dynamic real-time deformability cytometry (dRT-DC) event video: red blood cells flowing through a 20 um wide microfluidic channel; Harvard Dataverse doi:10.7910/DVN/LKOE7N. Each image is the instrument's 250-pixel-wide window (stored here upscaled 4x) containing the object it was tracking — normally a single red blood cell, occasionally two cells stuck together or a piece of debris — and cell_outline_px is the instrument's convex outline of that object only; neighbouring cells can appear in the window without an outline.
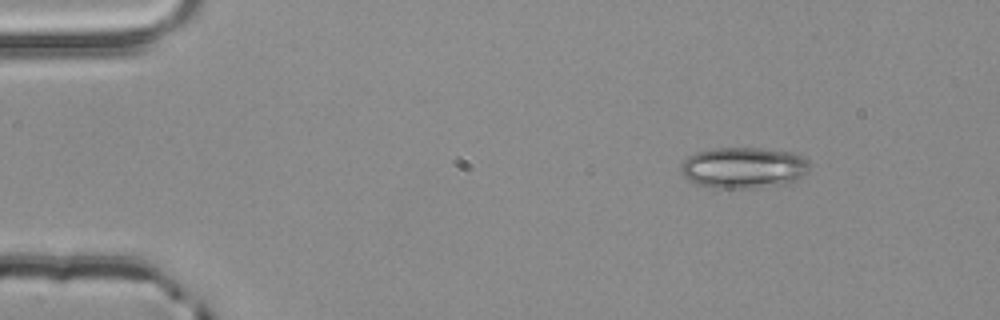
{"species": "common noctule bat (a hibernating species)", "species_latin": "Nyctalus noctula", "temperature_condition": "room temperature", "stored_images_in_passage": 3, "camera_frame_rate_fps": 3000, "um_per_image_px": 0.085, "animal": {"sex": "male", "body_mass_g": 20.4}, "frame": {"image": 1, "passage_image": 1, "time_ms": 0.0, "image_size_px": [1000, 320], "cell_outline_px": [[808, 172], [792, 184], [756, 188], [712, 188], [696, 184], [688, 180], [680, 172], [680, 164], [688, 156], [696, 152], [712, 148], [760, 148], [792, 152], [808, 160]], "centroid_in_image_um": [63.2, 14.27], "position_along_channel_um": 21.8, "area_um2": 31.39}}